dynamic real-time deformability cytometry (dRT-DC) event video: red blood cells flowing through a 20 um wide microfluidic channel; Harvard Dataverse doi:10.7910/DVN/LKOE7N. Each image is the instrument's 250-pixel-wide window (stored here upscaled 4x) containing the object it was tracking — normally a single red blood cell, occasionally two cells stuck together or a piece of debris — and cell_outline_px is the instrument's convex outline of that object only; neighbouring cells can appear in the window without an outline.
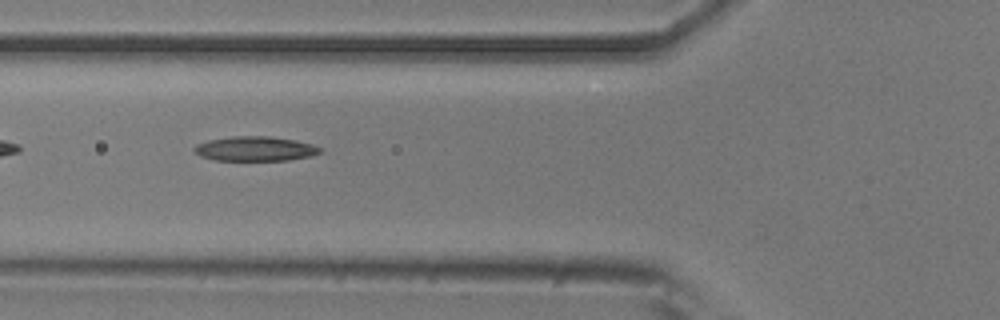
{"species": "common noctule bat (a hibernating species)", "species_latin": "Nyctalus noctula", "temperature_condition": "room temperature", "stored_images_in_passage": 35, "camera_frame_rate_fps": 3000, "um_per_image_px": 0.085, "animal": {"sex": "male", "body_mass_g": 20.5, "forearm_length_mm": 52.5}, "frame": {"image": 1, "passage_image": 3, "time_ms": 0.667, "image_size_px": [1000, 320], "cell_outline_px": [[320, 152], [312, 156], [288, 160], [212, 160], [200, 156], [192, 148], [196, 144], [208, 140], [232, 136], [268, 136], [296, 140], [312, 144], [320, 148]], "centroid_in_image_um": [21.66, 12.64], "position_along_channel_um": 104.1, "area_um2": 18.03}}
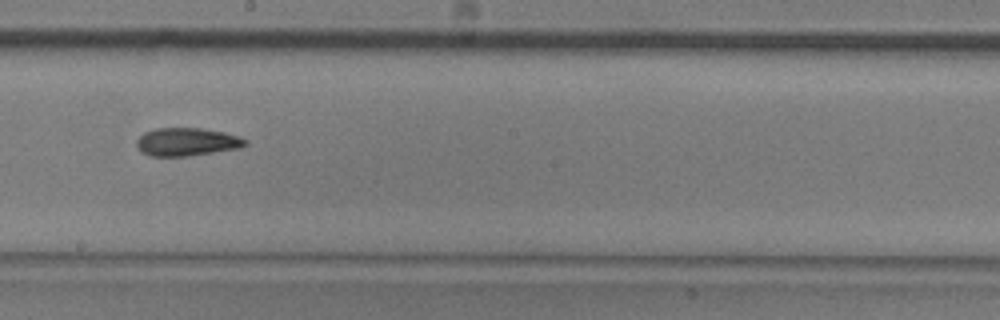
{"frame": {"image": 2, "passage_image": 13, "time_ms": 4.0, "image_size_px": [1000, 320], "cell_outline_px": [[248, 144], [240, 148], [188, 156], [152, 156], [140, 152], [136, 144], [136, 140], [144, 132], [156, 128], [200, 128], [224, 132], [240, 136], [248, 140]], "centroid_in_image_um": [15.89, 12.06], "position_along_channel_um": 232.3, "area_um2": 17.92}}
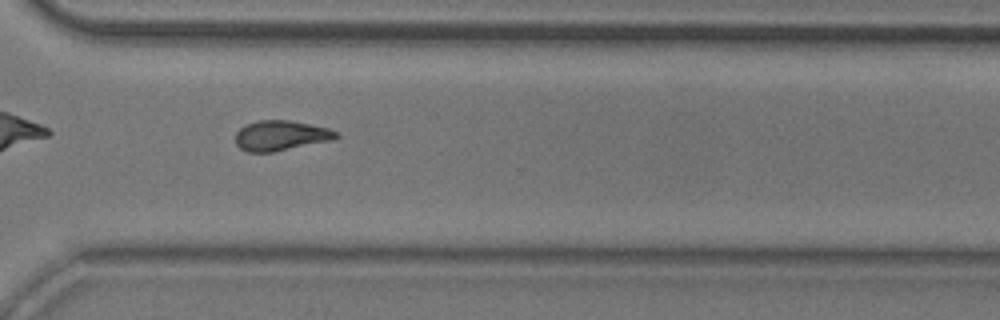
{"frame": {"image": 3, "passage_image": 22, "time_ms": 7.0, "image_size_px": [1000, 320], "cell_outline_px": [[340, 136], [332, 140], [272, 152], [248, 152], [240, 148], [236, 144], [236, 132], [240, 128], [256, 120], [288, 120], [328, 128], [340, 132]], "centroid_in_image_um": [23.88, 11.52], "position_along_channel_um": 346.7, "area_um2": 17.57}}